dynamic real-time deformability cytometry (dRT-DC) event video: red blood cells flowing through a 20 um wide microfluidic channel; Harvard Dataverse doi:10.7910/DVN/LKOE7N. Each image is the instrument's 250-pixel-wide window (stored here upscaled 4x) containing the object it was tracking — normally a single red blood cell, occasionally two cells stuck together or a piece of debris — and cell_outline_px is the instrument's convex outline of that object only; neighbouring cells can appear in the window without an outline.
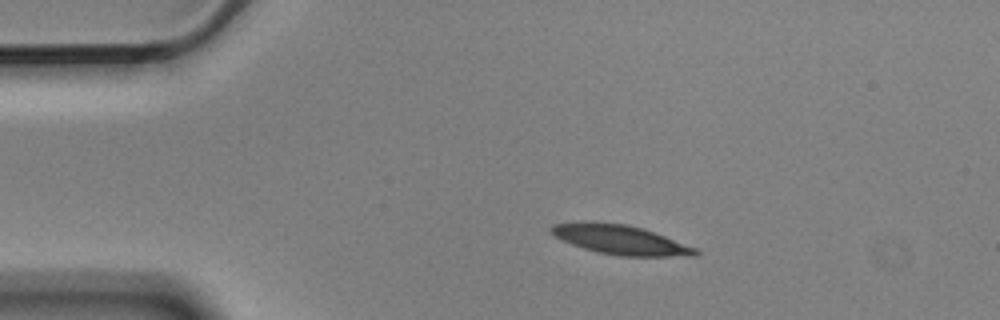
{"species": "Egyptian fruit bat (a non-hibernating species)", "species_latin": "Rousettus aegyptiacus", "temperature_condition": "cold", "stored_images_in_passage": 5, "camera_frame_rate_fps": 3000, "um_per_image_px": 0.085, "animal": {"sex": "male"}, "frame": {"image": 1, "passage_image": 2, "time_ms": 0.333, "image_size_px": [1000, 320], "cell_outline_px": [[700, 252], [696, 256], [620, 256], [596, 252], [572, 244], [552, 236], [548, 232], [548, 228], [552, 224], [580, 220], [584, 220], [628, 224], [644, 228], [696, 248]], "centroid_in_image_um": [52.64, 20.35], "position_along_channel_um": 32.4, "area_um2": 25.26}}
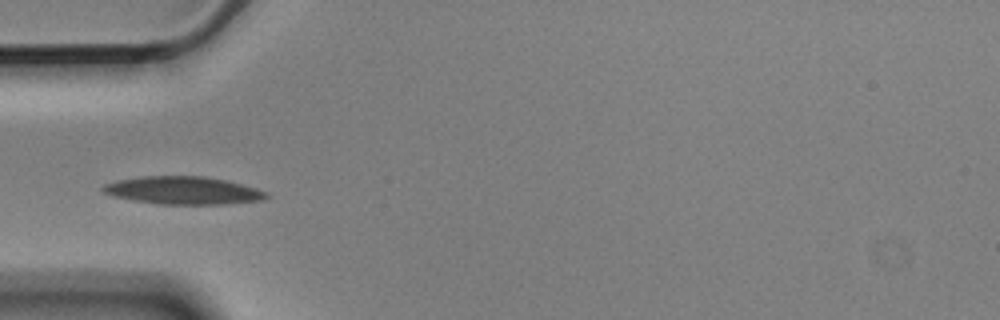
{"frame": {"image": 2, "passage_image": 4, "time_ms": 1.0, "image_size_px": [1000, 320], "cell_outline_px": [[268, 196], [260, 200], [224, 204], [160, 204], [132, 200], [112, 196], [104, 192], [100, 188], [104, 184], [116, 180], [140, 176], [204, 176], [224, 180], [256, 188], [268, 192]], "centroid_in_image_um": [15.51, 16.18], "position_along_channel_um": 69.5, "area_um2": 26.36}}
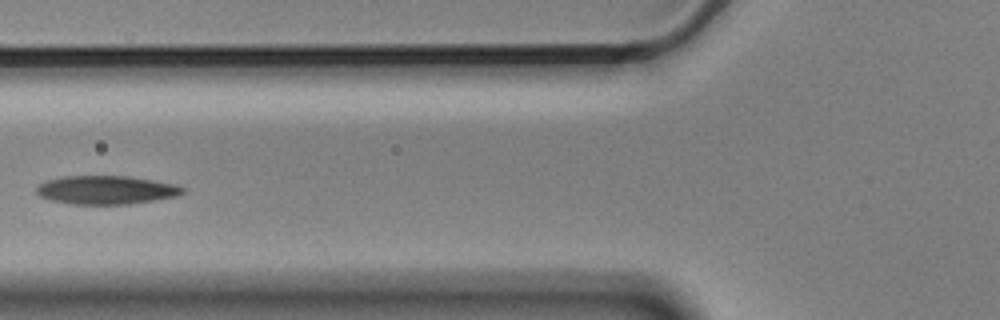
{"frame": {"image": 3, "passage_image": 5, "time_ms": 1.333, "image_size_px": [1000, 320], "cell_outline_px": [[184, 192], [180, 196], [128, 204], [72, 204], [52, 200], [40, 196], [36, 192], [36, 188], [40, 184], [48, 180], [64, 176], [128, 176], [152, 180], [172, 184], [184, 188]], "centroid_in_image_um": [9.03, 16.15], "position_along_channel_um": 116.8, "area_um2": 24.1}}